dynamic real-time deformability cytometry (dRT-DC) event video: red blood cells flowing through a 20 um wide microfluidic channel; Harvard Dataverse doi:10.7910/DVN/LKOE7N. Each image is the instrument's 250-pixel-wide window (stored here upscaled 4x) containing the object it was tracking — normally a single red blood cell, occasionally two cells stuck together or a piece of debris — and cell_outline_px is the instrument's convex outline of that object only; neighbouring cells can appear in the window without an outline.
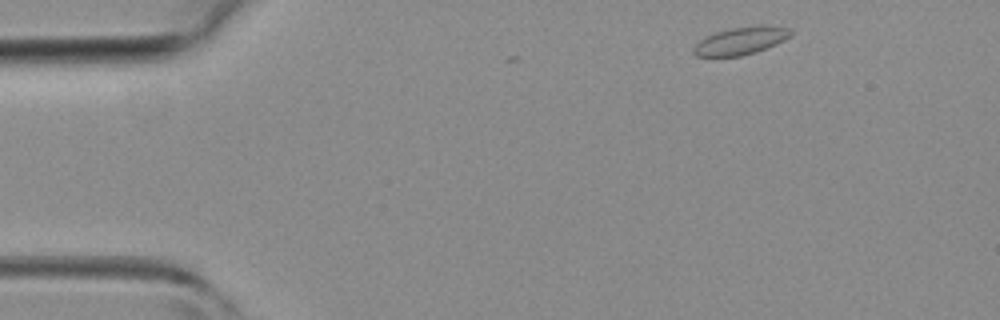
{"species": "common noctule bat (a hibernating species)", "species_latin": "Nyctalus noctula", "temperature_condition": "room temperature", "stored_images_in_passage": 2, "camera_frame_rate_fps": 3000, "um_per_image_px": 0.085, "animal": {"sex": "female", "body_mass_g": 19.3, "forearm_length_mm": 54.1}, "frame": {"image": 1, "passage_image": 2, "time_ms": 0.333, "image_size_px": [1000, 320], "cell_outline_px": [[792, 36], [784, 40], [756, 52], [740, 56], [696, 56], [692, 52], [692, 48], [704, 36], [716, 32], [732, 28], [760, 24], [792, 28]], "centroid_in_image_um": [62.98, 3.45], "position_along_channel_um": 22.0, "area_um2": 15.78}}